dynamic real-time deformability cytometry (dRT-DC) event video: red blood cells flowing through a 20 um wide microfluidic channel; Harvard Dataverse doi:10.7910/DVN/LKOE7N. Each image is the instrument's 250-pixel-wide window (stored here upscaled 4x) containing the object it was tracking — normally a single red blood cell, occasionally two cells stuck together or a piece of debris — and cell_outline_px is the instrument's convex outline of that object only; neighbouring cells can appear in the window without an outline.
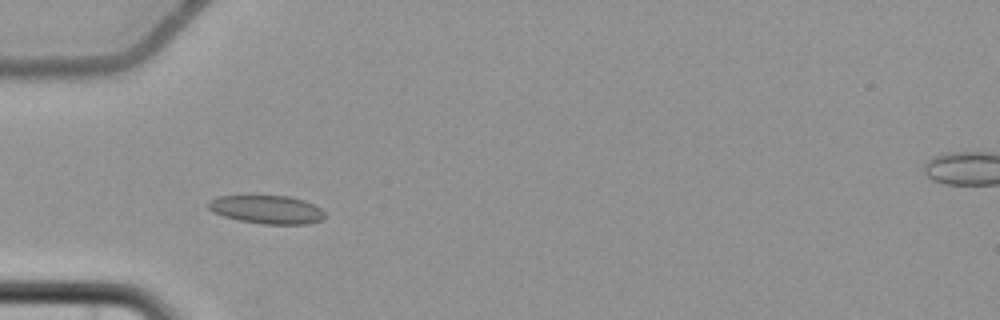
{"species": "common noctule bat (a hibernating species)", "species_latin": "Nyctalus noctula", "temperature_condition": "cold", "stored_images_in_passage": 6, "camera_frame_rate_fps": 3000, "um_per_image_px": 0.085, "animal": {"sex": "female", "body_mass_g": 22.7, "forearm_length_mm": 54.2}, "frame": {"image": 1, "passage_image": 4, "time_ms": 3.667, "image_size_px": [1000, 320], "cell_outline_px": [[324, 216], [320, 220], [308, 224], [264, 224], [240, 220], [224, 216], [212, 212], [208, 208], [208, 200], [216, 196], [288, 196], [304, 200], [320, 208], [324, 212]], "centroid_in_image_um": [22.65, 17.8], "position_along_channel_um": 62.3, "area_um2": 19.13}}
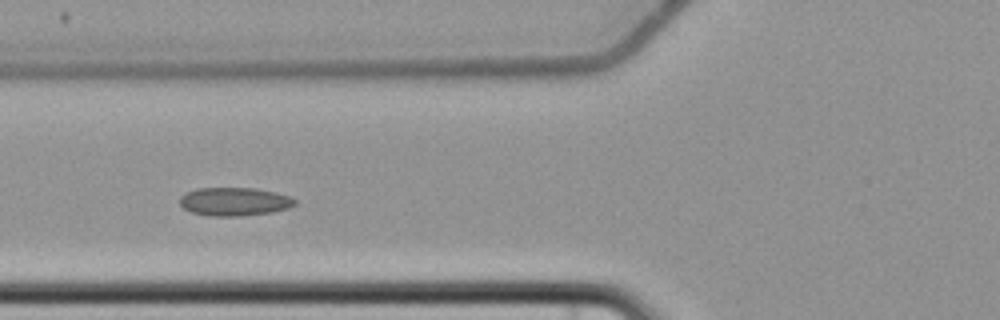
{"frame": {"image": 2, "passage_image": 5, "time_ms": 5.0, "image_size_px": [1000, 320], "cell_outline_px": [[296, 204], [288, 208], [272, 212], [240, 216], [208, 216], [192, 212], [184, 208], [180, 204], [180, 196], [184, 192], [196, 188], [256, 188], [276, 192], [292, 196], [296, 200]], "centroid_in_image_um": [19.93, 17.13], "position_along_channel_um": 105.9, "area_um2": 19.25}}
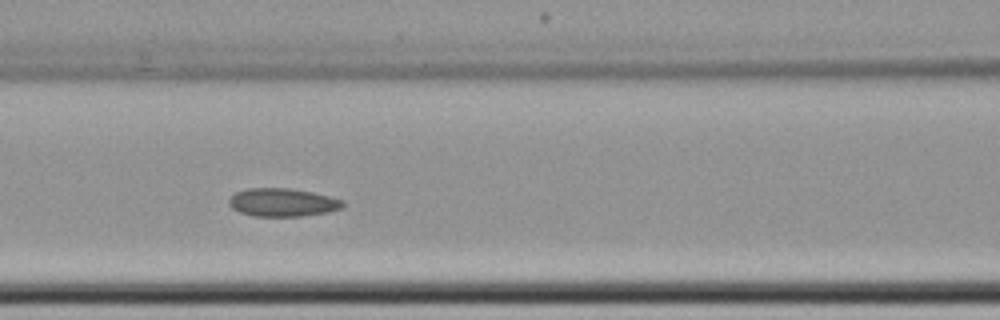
{"frame": {"image": 3, "passage_image": 6, "time_ms": 6.0, "image_size_px": [1000, 320], "cell_outline_px": [[344, 204], [340, 208], [328, 212], [300, 216], [252, 216], [240, 212], [232, 208], [228, 204], [228, 200], [236, 192], [244, 188], [288, 188], [312, 192], [344, 200]], "centroid_in_image_um": [23.98, 17.2], "position_along_channel_um": 142.6, "area_um2": 18.67}}